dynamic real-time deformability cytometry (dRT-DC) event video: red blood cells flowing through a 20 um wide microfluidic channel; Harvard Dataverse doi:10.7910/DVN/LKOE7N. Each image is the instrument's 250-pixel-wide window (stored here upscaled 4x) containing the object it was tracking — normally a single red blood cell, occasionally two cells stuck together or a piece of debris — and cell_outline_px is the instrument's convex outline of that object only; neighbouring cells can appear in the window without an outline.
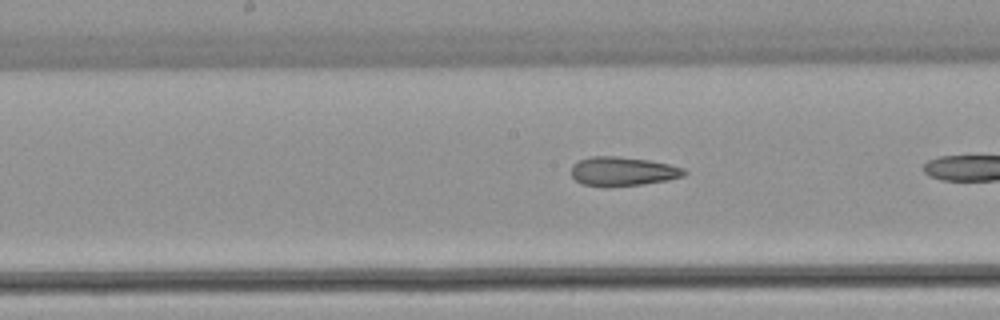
{"species": "common noctule bat (a hibernating species)", "species_latin": "Nyctalus noctula", "temperature_condition": "warm", "stored_images_in_passage": 15, "camera_frame_rate_fps": 3000, "um_per_image_px": 0.085, "animal": {"sex": "female", "body_mass_g": 22.7, "forearm_length_mm": 54.2}, "frame": {"image": 1, "passage_image": 11, "time_ms": 3.333, "image_size_px": [1000, 320], "cell_outline_px": [[688, 172], [684, 176], [668, 180], [644, 184], [608, 188], [604, 188], [580, 184], [572, 176], [572, 164], [580, 160], [592, 156], [616, 156], [648, 160], [668, 164], [684, 168]], "centroid_in_image_um": [52.92, 14.59], "position_along_channel_um": 195.3, "area_um2": 19.48}}